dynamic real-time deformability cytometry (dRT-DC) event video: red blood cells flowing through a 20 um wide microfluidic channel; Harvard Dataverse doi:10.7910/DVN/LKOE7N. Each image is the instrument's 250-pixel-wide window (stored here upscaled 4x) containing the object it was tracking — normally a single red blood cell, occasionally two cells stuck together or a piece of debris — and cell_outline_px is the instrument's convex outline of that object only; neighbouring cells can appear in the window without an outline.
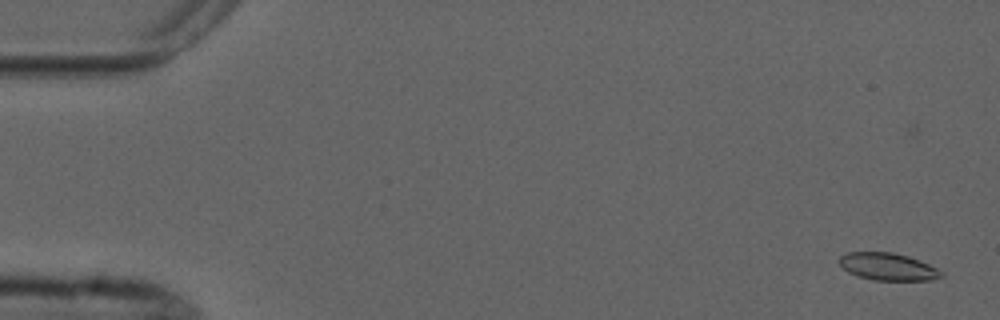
{"species": "common noctule bat (a hibernating species)", "species_latin": "Nyctalus noctula", "temperature_condition": "cold", "stored_images_in_passage": 6, "camera_frame_rate_fps": 3000, "um_per_image_px": 0.085, "animal": {"sex": "male", "forearm_length_mm": 52.5}, "frame": {"image": 1, "passage_image": 2, "time_ms": 1.333, "image_size_px": [1000, 320], "cell_outline_px": [[944, 276], [928, 280], [872, 280], [856, 276], [848, 272], [840, 264], [840, 256], [848, 252], [892, 252], [908, 256], [920, 260], [936, 268]], "centroid_in_image_um": [75.44, 22.66], "position_along_channel_um": 9.6, "area_um2": 16.13}}
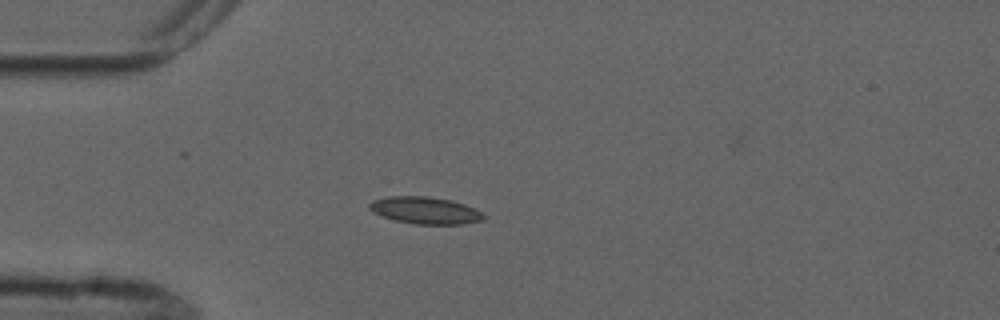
{"frame": {"image": 2, "passage_image": 5, "time_ms": 5.667, "image_size_px": [1000, 320], "cell_outline_px": [[484, 220], [464, 224], [416, 224], [396, 220], [372, 212], [368, 208], [368, 204], [372, 200], [388, 196], [428, 196], [448, 200], [464, 204], [480, 212], [484, 216]], "centroid_in_image_um": [36.1, 17.88], "position_along_channel_um": 48.9, "area_um2": 17.8}}